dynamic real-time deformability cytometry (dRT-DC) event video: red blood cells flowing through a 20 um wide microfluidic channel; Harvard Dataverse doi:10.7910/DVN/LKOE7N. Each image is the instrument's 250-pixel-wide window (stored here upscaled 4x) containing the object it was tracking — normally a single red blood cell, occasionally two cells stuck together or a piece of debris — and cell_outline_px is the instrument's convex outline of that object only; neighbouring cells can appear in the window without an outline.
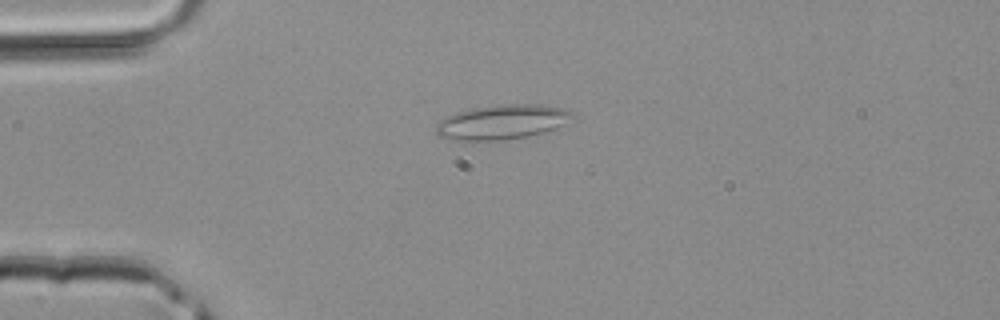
{"species": "common noctule bat (a hibernating species)", "species_latin": "Nyctalus noctula", "temperature_condition": "room temperature", "stored_images_in_passage": 1, "camera_frame_rate_fps": 3000, "um_per_image_px": 0.085, "animal": {"sex": "male", "body_mass_g": 20.4}, "frame": {"image": 1, "passage_image": 1, "time_ms": 0.0, "image_size_px": [1000, 320], "cell_outline_px": [[576, 116], [564, 124], [556, 128], [544, 132], [524, 136], [500, 140], [452, 140], [440, 136], [436, 132], [436, 124], [440, 120], [456, 112], [472, 108], [504, 104], [540, 104], [568, 108], [576, 112]], "centroid_in_image_um": [42.74, 10.35], "position_along_channel_um": 42.3, "area_um2": 27.63}}